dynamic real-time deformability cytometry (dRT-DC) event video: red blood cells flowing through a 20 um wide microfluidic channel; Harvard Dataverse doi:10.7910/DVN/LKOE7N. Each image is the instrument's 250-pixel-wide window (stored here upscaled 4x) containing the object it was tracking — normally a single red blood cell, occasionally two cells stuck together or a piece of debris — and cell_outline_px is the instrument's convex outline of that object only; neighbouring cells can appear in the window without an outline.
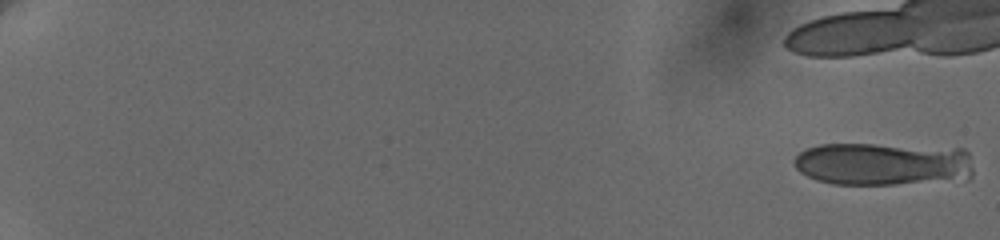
{"species": "human", "species_latin": "Homo sapiens", "temperature_condition": "cold", "stored_images_in_passage": 8, "camera_frame_rate_fps": 3000, "um_per_image_px": 0.085, "donor": {"sex": "female"}, "frame": {"image": 1, "passage_image": 1, "time_ms": 0.0, "image_size_px": [1000, 240], "cell_outline_px": [[972, 176], [968, 180], [892, 184], [832, 184], [816, 180], [800, 172], [796, 168], [792, 160], [800, 152], [808, 148], [820, 144], [872, 144], [964, 148], [968, 152], [972, 168]], "centroid_in_image_um": [75.09, 13.94], "position_along_channel_um": 9.9, "area_um2": 45.43}}
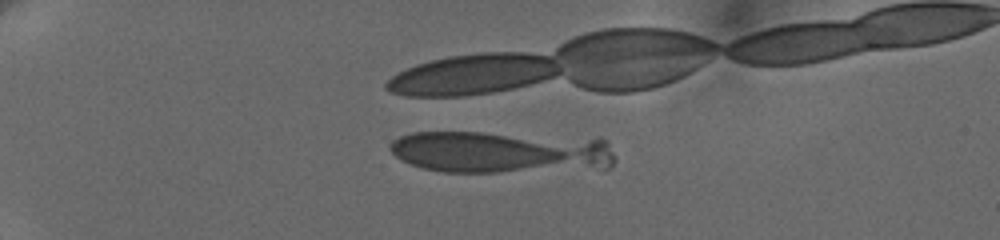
{"frame": {"image": 2, "passage_image": 7, "time_ms": 5.333, "image_size_px": [1000, 240], "cell_outline_px": [[616, 160], [604, 172], [444, 172], [424, 168], [408, 164], [400, 160], [388, 148], [392, 140], [400, 136], [412, 132], [480, 132], [600, 136], [608, 144]], "centroid_in_image_um": [42.77, 12.94], "position_along_channel_um": 42.2, "area_um2": 58.03}}